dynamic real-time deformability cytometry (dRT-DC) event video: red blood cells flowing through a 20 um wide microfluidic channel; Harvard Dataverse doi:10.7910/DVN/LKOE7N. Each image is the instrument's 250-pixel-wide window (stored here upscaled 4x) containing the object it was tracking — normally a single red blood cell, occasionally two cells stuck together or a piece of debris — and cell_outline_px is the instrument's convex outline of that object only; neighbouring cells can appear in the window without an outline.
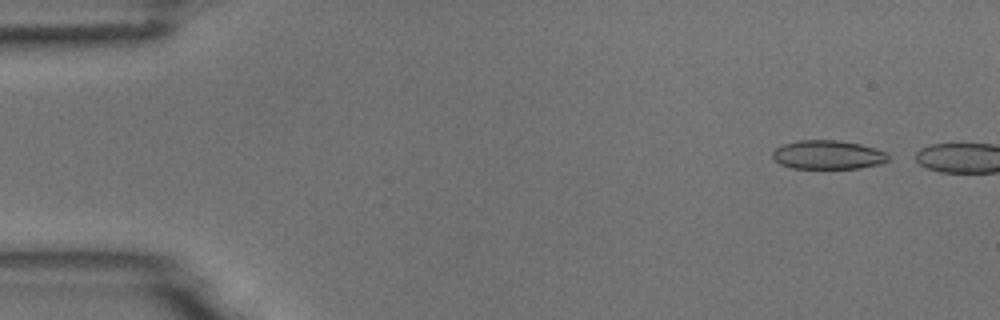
{"species": "common noctule bat (a hibernating species)", "species_latin": "Nyctalus noctula", "temperature_condition": "room temperature", "stored_images_in_passage": 4, "camera_frame_rate_fps": 3000, "um_per_image_px": 0.085, "animal": {"sex": "male", "body_mass_g": 18.8}, "frame": {"image": 1, "passage_image": 2, "time_ms": 0.333, "image_size_px": [1000, 320], "cell_outline_px": [[888, 160], [880, 164], [860, 168], [792, 168], [780, 164], [772, 156], [772, 152], [776, 148], [784, 144], [796, 140], [836, 140], [860, 144], [884, 152], [888, 156]], "centroid_in_image_um": [70.34, 13.16], "position_along_channel_um": 14.7, "area_um2": 19.25}}